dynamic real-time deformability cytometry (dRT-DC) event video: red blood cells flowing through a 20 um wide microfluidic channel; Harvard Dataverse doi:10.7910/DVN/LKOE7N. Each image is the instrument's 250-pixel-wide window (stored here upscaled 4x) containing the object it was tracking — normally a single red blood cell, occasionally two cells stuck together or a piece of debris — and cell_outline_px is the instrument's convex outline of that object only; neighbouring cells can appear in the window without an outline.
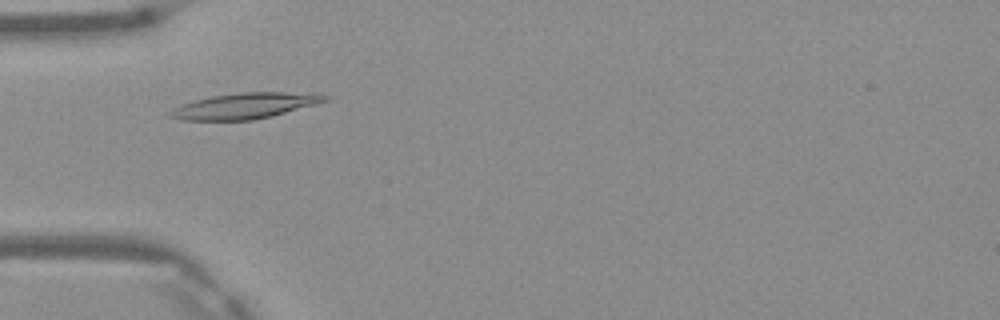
{"species": "Egyptian fruit bat (a non-hibernating species)", "species_latin": "Rousettus aegyptiacus", "temperature_condition": "warm", "stored_images_in_passage": 4, "camera_frame_rate_fps": 3000, "um_per_image_px": 0.085, "frame": {"image": 1, "passage_image": 2, "time_ms": 0.333, "image_size_px": [1000, 320], "cell_outline_px": [[332, 96], [328, 100], [316, 104], [272, 116], [252, 120], [184, 120], [168, 116], [168, 112], [172, 108], [180, 104], [212, 96], [240, 92], [320, 92]], "centroid_in_image_um": [20.89, 8.98], "position_along_channel_um": 64.1, "area_um2": 23.52}}
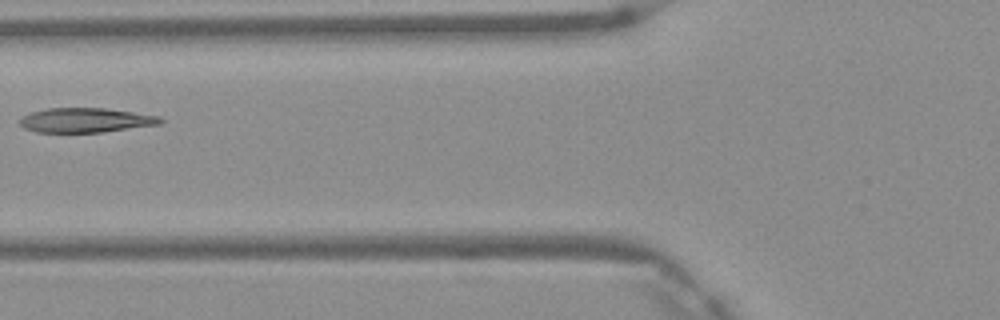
{"frame": {"image": 2, "passage_image": 3, "time_ms": 0.667, "image_size_px": [1000, 320], "cell_outline_px": [[164, 120], [160, 124], [100, 132], [36, 132], [24, 128], [16, 120], [32, 112], [48, 108], [104, 108], [160, 116]], "centroid_in_image_um": [7.25, 10.21], "position_along_channel_um": 118.5, "area_um2": 19.94}}
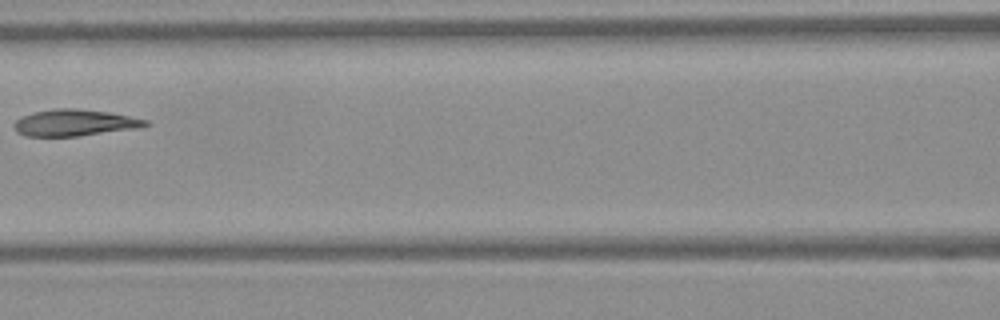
{"frame": {"image": 3, "passage_image": 4, "time_ms": 1.0, "image_size_px": [1000, 320], "cell_outline_px": [[152, 124], [144, 128], [76, 136], [24, 136], [16, 132], [12, 124], [16, 120], [32, 112], [56, 108], [76, 108], [108, 112], [148, 120]], "centroid_in_image_um": [6.37, 10.44], "position_along_channel_um": 160.2, "area_um2": 20.58}}